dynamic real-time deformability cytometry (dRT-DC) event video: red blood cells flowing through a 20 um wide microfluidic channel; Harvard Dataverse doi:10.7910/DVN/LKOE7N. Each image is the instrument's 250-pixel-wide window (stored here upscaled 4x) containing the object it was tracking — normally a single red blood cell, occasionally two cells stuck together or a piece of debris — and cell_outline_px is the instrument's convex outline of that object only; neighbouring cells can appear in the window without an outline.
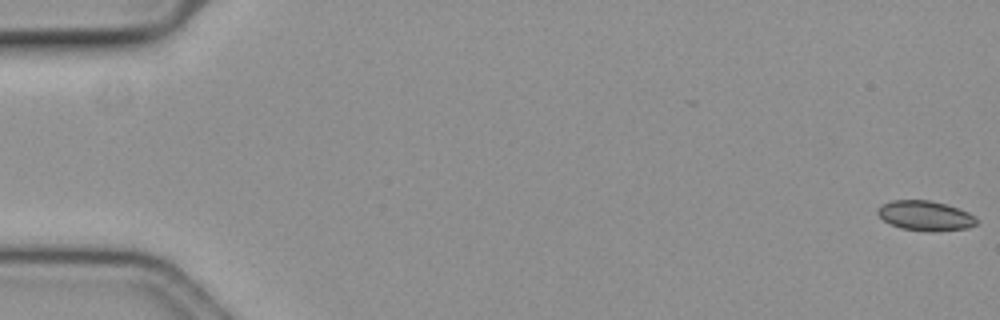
{"species": "common noctule bat (a hibernating species)", "species_latin": "Nyctalus noctula", "temperature_condition": "cold", "stored_images_in_passage": 59, "camera_frame_rate_fps": 3000, "um_per_image_px": 0.085, "animal": {"sex": "female", "body_mass_g": 19.3, "forearm_length_mm": 54.1}, "frame": {"image": 1, "passage_image": 1, "time_ms": 0.0, "image_size_px": [1000, 320], "cell_outline_px": [[980, 220], [976, 224], [968, 228], [936, 232], [932, 232], [900, 228], [884, 220], [876, 212], [876, 208], [880, 204], [892, 200], [928, 200], [944, 204], [968, 212], [976, 216]], "centroid_in_image_um": [78.66, 18.34], "position_along_channel_um": 6.3, "area_um2": 17.34}}
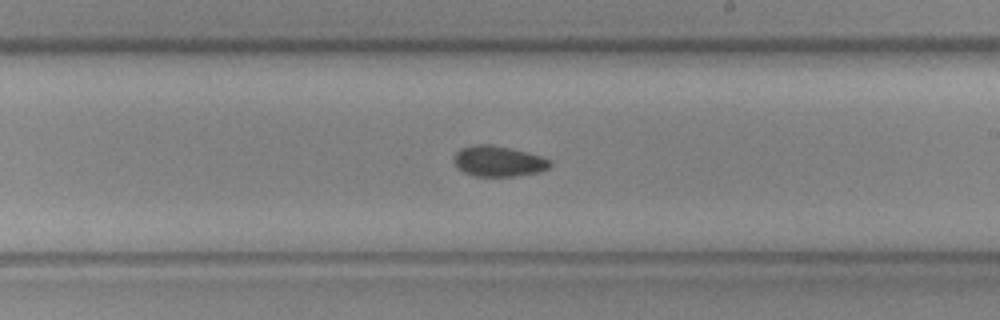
{"frame": {"image": 2, "passage_image": 35, "time_ms": 11.333, "image_size_px": [1000, 320], "cell_outline_px": [[552, 164], [548, 168], [540, 172], [516, 176], [476, 176], [464, 172], [456, 168], [452, 160], [452, 156], [460, 148], [476, 144], [492, 144], [528, 152], [552, 160]], "centroid_in_image_um": [42.34, 13.7], "position_along_channel_um": 246.7, "area_um2": 17.46}}
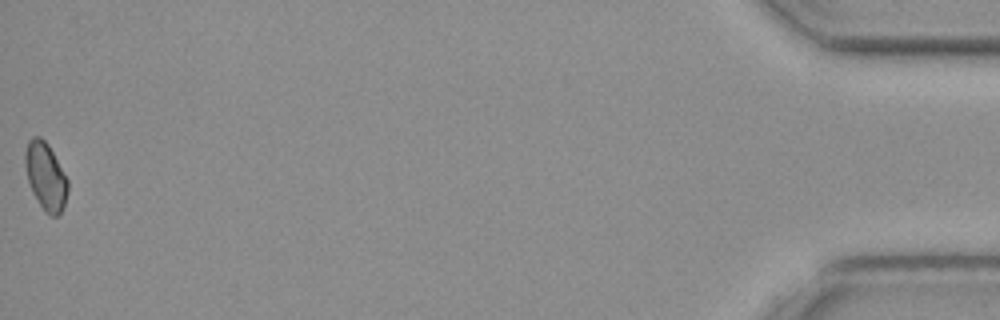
{"frame": {"image": 3, "passage_image": 59, "time_ms": 19.333, "image_size_px": [1000, 320], "cell_outline_px": [[68, 192], [64, 204], [60, 212], [56, 216], [52, 216], [40, 204], [32, 192], [28, 180], [24, 160], [24, 152], [28, 140], [32, 136], [40, 136], [48, 144], [68, 180]], "centroid_in_image_um": [3.86, 14.93], "position_along_channel_um": 431.3, "area_um2": 16.53}, "authors_computed_cell_mechanics": {"area_um2": 17.1666, "velocity_mm_per_s": 3.6064, "shape_relaxation_time_tau1_ms": 3.4927, "shape_relaxation_time_tau2_ms": null, "deformation_change_tau1": 0.0394, "deformation_change_tau2": null}}